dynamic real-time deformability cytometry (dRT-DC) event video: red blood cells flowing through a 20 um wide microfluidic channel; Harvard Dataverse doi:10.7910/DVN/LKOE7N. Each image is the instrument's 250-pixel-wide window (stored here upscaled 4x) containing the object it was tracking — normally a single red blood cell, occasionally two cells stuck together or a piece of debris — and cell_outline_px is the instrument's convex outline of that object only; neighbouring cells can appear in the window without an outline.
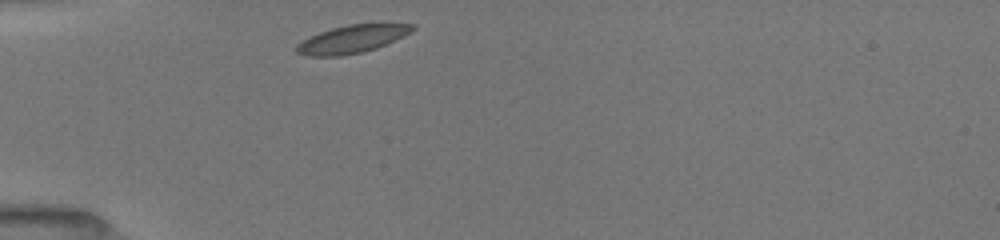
{"species": "common noctule bat (a hibernating species)", "species_latin": "Nyctalus noctula", "temperature_condition": "room temperature", "stored_images_in_passage": 31, "camera_frame_rate_fps": 3000, "um_per_image_px": 0.085, "animal": {"sex": "female", "body_mass_g": 19.5, "forearm_length_mm": 54.1}, "frame": {"image": 1, "passage_image": 1, "time_ms": 0.0, "image_size_px": [1000, 240], "cell_outline_px": [[416, 28], [376, 48], [364, 52], [340, 56], [308, 56], [296, 52], [296, 44], [320, 32], [332, 28], [348, 24], [416, 24]], "centroid_in_image_um": [29.87, 3.33], "position_along_channel_um": 55.1, "area_um2": 18.32}}
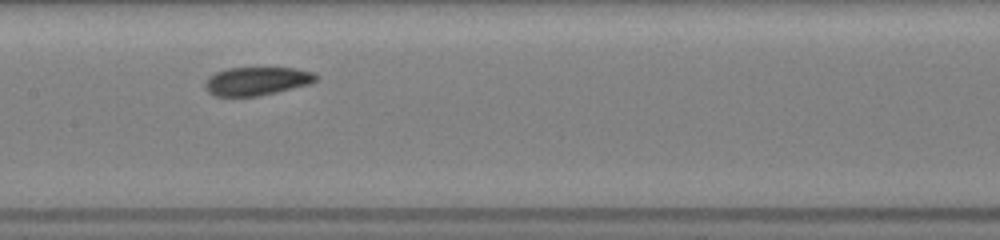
{"frame": {"image": 2, "passage_image": 12, "time_ms": 3.667, "image_size_px": [1000, 240], "cell_outline_px": [[320, 76], [312, 84], [260, 96], [216, 96], [208, 92], [204, 88], [204, 84], [208, 76], [216, 72], [228, 68], [296, 68], [312, 72]], "centroid_in_image_um": [21.84, 6.9], "position_along_channel_um": 185.6, "area_um2": 18.55}}
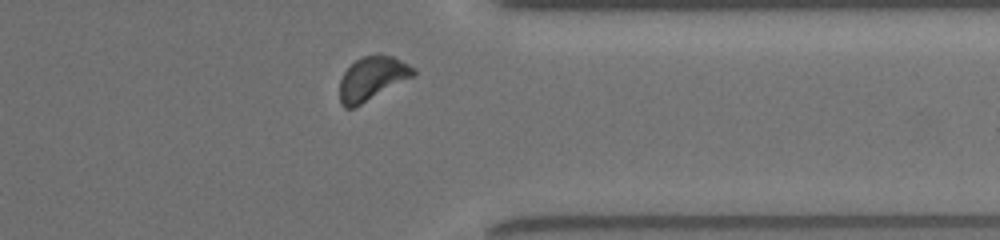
{"frame": {"image": 3, "passage_image": 27, "time_ms": 8.667, "image_size_px": [1000, 240], "cell_outline_px": [[416, 76], [356, 108], [344, 108], [340, 104], [340, 80], [344, 72], [356, 60], [364, 56], [376, 52], [380, 52], [392, 56], [416, 68]], "centroid_in_image_um": [31.67, 6.67], "position_along_channel_um": 379.7, "area_um2": 19.42}, "authors_computed_cell_mechanics": {"area_um2": 18.8428, "velocity_mm_per_s": 3.9465, "shape_relaxation_time_tau1_ms": 2.3248, "shape_relaxation_time_tau2_ms": 1.967, "deformation_change_tau1": 0.0856, "deformation_change_tau2": 0.0724}}